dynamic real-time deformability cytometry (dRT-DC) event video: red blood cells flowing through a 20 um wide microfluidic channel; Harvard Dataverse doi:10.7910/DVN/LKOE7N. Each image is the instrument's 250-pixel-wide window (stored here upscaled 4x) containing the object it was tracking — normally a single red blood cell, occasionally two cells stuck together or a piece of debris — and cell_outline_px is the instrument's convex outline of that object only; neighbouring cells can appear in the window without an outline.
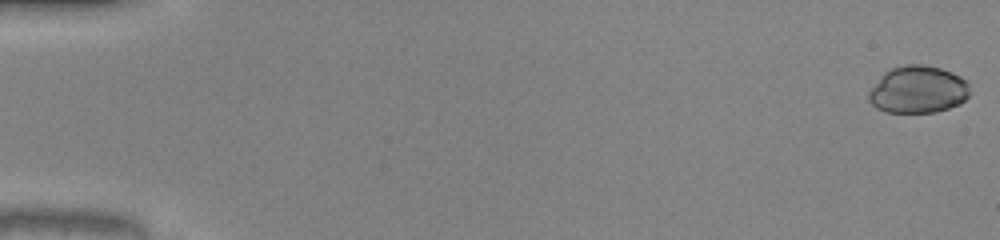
{"species": "common noctule bat (a hibernating species)", "species_latin": "Nyctalus noctula", "temperature_condition": "warm", "stored_images_in_passage": 51, "camera_frame_rate_fps": 3000, "um_per_image_px": 0.085, "animal": {"sex": "male", "body_mass_g": 20.0, "forearm_length_mm": 53.3}, "frame": {"image": 1, "passage_image": 1, "time_ms": 0.0, "image_size_px": [1000, 240], "cell_outline_px": [[968, 96], [960, 104], [936, 112], [884, 112], [876, 108], [868, 100], [868, 92], [880, 76], [884, 72], [892, 68], [904, 64], [920, 64], [940, 68], [952, 72], [968, 80]], "centroid_in_image_um": [78.01, 7.61], "position_along_channel_um": 7.0, "area_um2": 27.98}}
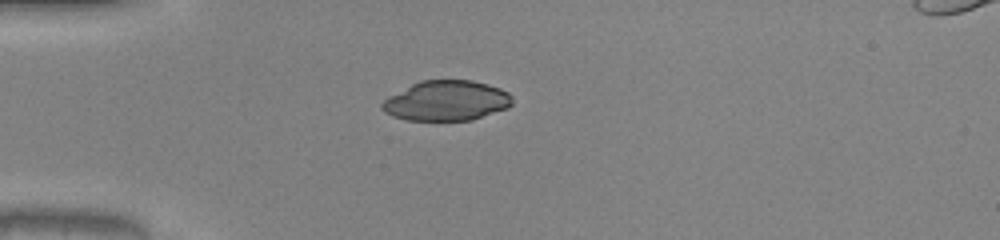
{"frame": {"image": 2, "passage_image": 15, "time_ms": 4.667, "image_size_px": [1000, 240], "cell_outline_px": [[512, 104], [508, 108], [472, 120], [408, 120], [392, 116], [384, 112], [380, 108], [380, 104], [388, 96], [420, 80], [472, 80], [488, 84], [500, 88], [508, 92], [512, 96]], "centroid_in_image_um": [37.94, 8.56], "position_along_channel_um": 47.1, "area_um2": 30.58}}